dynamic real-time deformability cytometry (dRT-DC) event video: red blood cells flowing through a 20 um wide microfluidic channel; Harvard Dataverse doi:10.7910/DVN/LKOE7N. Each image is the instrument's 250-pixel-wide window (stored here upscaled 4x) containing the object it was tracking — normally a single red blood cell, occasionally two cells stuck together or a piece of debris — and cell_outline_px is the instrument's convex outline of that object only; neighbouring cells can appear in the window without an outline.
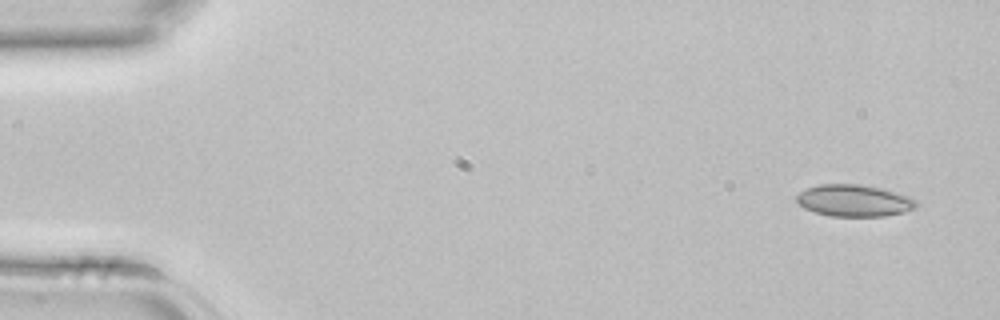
{"species": "common noctule bat (a hibernating species)", "species_latin": "Nyctalus noctula", "temperature_condition": "room temperature", "stored_images_in_passage": 3, "camera_frame_rate_fps": 3000, "um_per_image_px": 0.085, "animal": {"sex": "female", "body_mass_g": 22.7, "forearm_length_mm": 54.2}, "frame": {"image": 1, "passage_image": 1, "time_ms": 0.0, "image_size_px": [1000, 320], "cell_outline_px": [[916, 208], [904, 212], [884, 216], [832, 216], [816, 212], [804, 208], [796, 204], [796, 196], [800, 192], [808, 188], [820, 184], [860, 184], [880, 188], [912, 196], [916, 200]], "centroid_in_image_um": [72.61, 17.05], "position_along_channel_um": 12.4, "area_um2": 22.25}}